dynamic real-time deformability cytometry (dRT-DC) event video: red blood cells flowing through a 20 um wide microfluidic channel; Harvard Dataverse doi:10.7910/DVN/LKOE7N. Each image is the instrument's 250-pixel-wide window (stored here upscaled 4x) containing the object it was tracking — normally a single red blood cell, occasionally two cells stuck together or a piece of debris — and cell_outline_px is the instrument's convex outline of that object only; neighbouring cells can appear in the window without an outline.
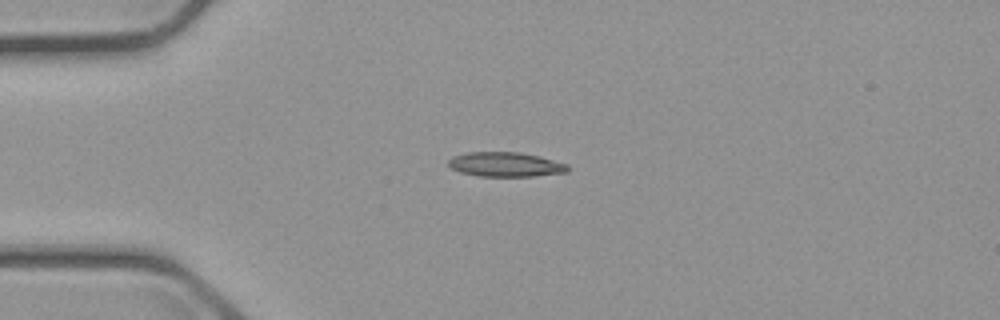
{"species": "common noctule bat (a hibernating species)", "species_latin": "Nyctalus noctula", "temperature_condition": "cold", "stored_images_in_passage": 1, "camera_frame_rate_fps": 3000, "um_per_image_px": 0.085, "animal": {"sex": "male", "body_mass_g": 23.1, "forearm_length_mm": 52.7}, "frame": {"image": 1, "passage_image": 1, "time_ms": 0.0, "image_size_px": [1000, 320], "cell_outline_px": [[568, 172], [536, 176], [480, 176], [460, 172], [452, 168], [448, 164], [448, 160], [452, 156], [468, 152], [520, 152], [540, 156], [568, 164]], "centroid_in_image_um": [42.98, 13.97], "position_along_channel_um": 42.0, "area_um2": 17.11}}